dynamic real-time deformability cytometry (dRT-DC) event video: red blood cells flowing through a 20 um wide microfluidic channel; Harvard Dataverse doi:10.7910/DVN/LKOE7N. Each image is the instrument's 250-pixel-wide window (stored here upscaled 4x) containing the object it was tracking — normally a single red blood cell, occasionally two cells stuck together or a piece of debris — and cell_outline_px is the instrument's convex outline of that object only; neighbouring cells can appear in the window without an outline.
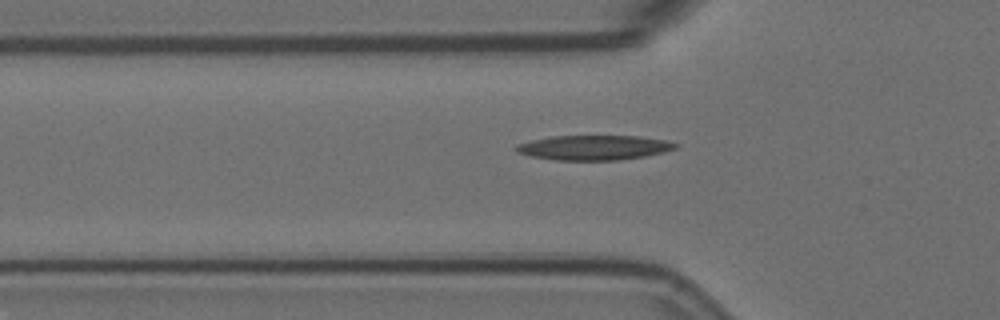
{"species": "Egyptian fruit bat (a non-hibernating species)", "species_latin": "Rousettus aegyptiacus", "temperature_condition": "room temperature", "stored_images_in_passage": 5, "segment_of_instrument_passage": [2, 2], "camera_frame_rate_fps": 3000, "um_per_image_px": 0.085, "animal": {"sex": "female"}, "frame": {"image": 1, "passage_image": 5, "time_ms": 1.333, "image_size_px": [1000, 320], "cell_outline_px": [[680, 144], [676, 148], [664, 152], [644, 156], [620, 160], [556, 160], [532, 156], [516, 152], [516, 144], [532, 140], [552, 136], [636, 136], [668, 140]], "centroid_in_image_um": [50.52, 12.54], "position_along_channel_um": 75.3, "area_um2": 22.95}}